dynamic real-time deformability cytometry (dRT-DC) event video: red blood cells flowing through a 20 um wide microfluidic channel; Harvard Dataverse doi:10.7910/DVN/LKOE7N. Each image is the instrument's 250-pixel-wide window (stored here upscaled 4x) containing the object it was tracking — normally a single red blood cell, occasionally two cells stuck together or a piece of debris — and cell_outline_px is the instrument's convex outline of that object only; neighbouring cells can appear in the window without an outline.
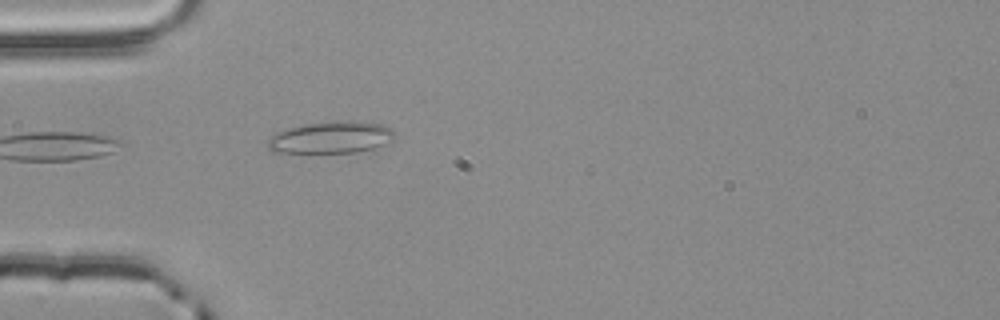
{"species": "common noctule bat (a hibernating species)", "species_latin": "Nyctalus noctula", "temperature_condition": "room temperature", "stored_images_in_passage": 3, "camera_frame_rate_fps": 3000, "um_per_image_px": 0.085, "animal": {"sex": "male", "body_mass_g": 20.4}, "frame": {"image": 1, "passage_image": 3, "time_ms": 0.667, "image_size_px": [1000, 320], "cell_outline_px": [[392, 140], [372, 148], [356, 152], [272, 152], [268, 148], [268, 140], [272, 136], [288, 128], [308, 124], [336, 120], [360, 120], [380, 124], [392, 128]], "centroid_in_image_um": [28.15, 11.66], "position_along_channel_um": 56.9, "area_um2": 23.24}}